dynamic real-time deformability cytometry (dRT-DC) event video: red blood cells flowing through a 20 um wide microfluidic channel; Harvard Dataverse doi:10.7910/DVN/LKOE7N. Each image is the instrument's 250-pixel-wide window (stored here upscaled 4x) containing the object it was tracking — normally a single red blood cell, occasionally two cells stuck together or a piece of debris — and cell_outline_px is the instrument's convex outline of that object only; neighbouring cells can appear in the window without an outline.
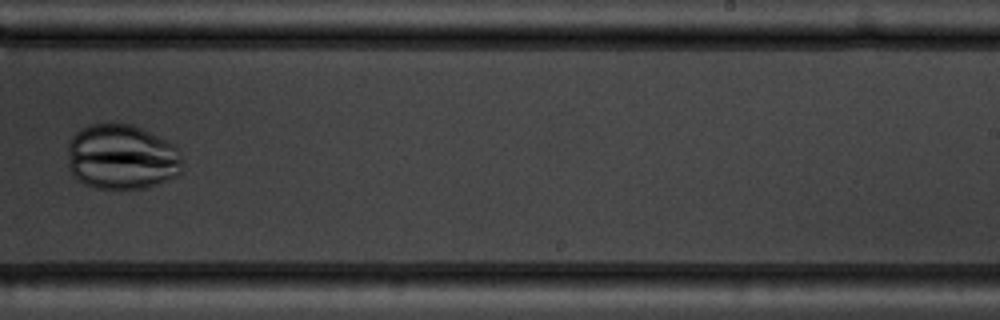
{"species": "common noctule bat (a hibernating species)", "species_latin": "Nyctalus noctula", "temperature_condition": "warm", "stored_images_in_passage": 9, "camera_frame_rate_fps": 3000, "um_per_image_px": 0.085, "animal": {"sex": "male", "body_mass_g": 19.5, "forearm_length_mm": 54.6}, "frame": {"image": 1, "passage_image": 9, "time_ms": 9.333, "image_size_px": [1000, 320], "cell_outline_px": [[180, 172], [176, 176], [156, 184], [144, 188], [120, 192], [96, 188], [84, 184], [72, 176], [68, 168], [68, 144], [72, 136], [76, 132], [88, 124], [132, 124], [172, 144], [176, 148], [180, 156]], "centroid_in_image_um": [10.28, 13.4], "position_along_channel_um": 278.7, "area_um2": 43.99}}